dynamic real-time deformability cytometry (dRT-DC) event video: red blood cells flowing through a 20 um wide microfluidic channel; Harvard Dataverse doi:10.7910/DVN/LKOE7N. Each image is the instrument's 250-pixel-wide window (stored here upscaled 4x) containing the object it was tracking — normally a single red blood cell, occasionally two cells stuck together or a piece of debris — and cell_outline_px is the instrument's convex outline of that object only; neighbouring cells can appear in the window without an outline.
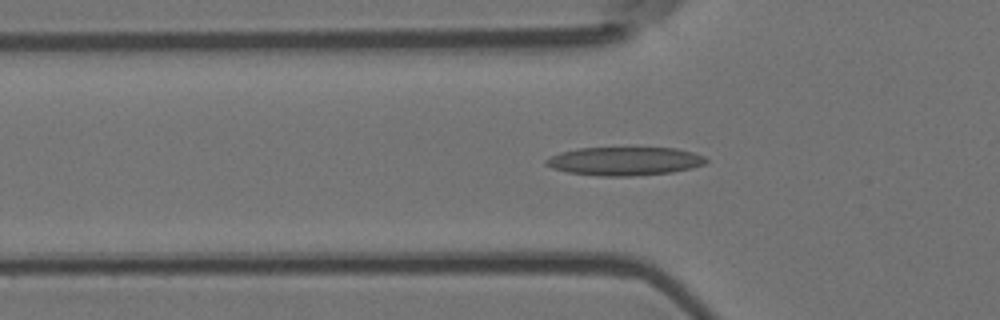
{"species": "Egyptian fruit bat (a non-hibernating species)", "species_latin": "Rousettus aegyptiacus", "temperature_condition": "room temperature", "stored_images_in_passage": 34, "camera_frame_rate_fps": 3000, "um_per_image_px": 0.085, "animal": {"sex": "female"}, "frame": {"image": 1, "passage_image": 18, "time_ms": 5.667, "image_size_px": [1000, 320], "cell_outline_px": [[708, 160], [704, 164], [692, 168], [672, 172], [632, 176], [600, 176], [568, 172], [552, 168], [544, 164], [544, 160], [560, 152], [580, 148], [676, 148], [692, 152], [704, 156]], "centroid_in_image_um": [53.09, 13.7], "position_along_channel_um": 72.7, "area_um2": 26.47}}
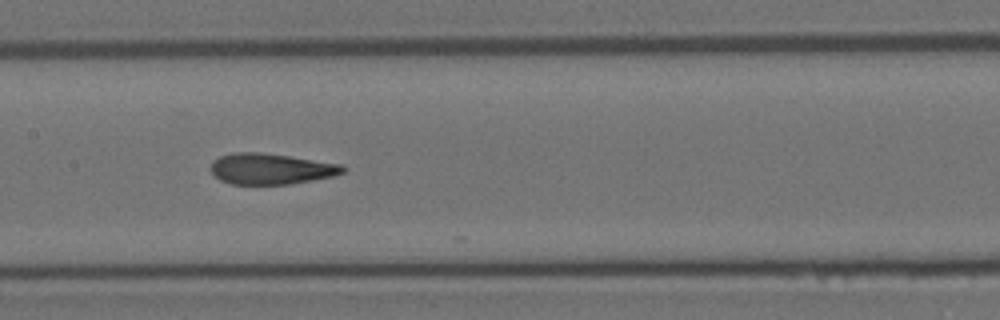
{"frame": {"image": 2, "passage_image": 27, "time_ms": 8.667, "image_size_px": [1000, 320], "cell_outline_px": [[348, 168], [344, 172], [332, 176], [312, 180], [288, 184], [232, 184], [220, 180], [212, 172], [212, 160], [220, 156], [232, 152], [260, 152], [344, 164]], "centroid_in_image_um": [23.05, 14.34], "position_along_channel_um": 184.3, "area_um2": 23.76}}
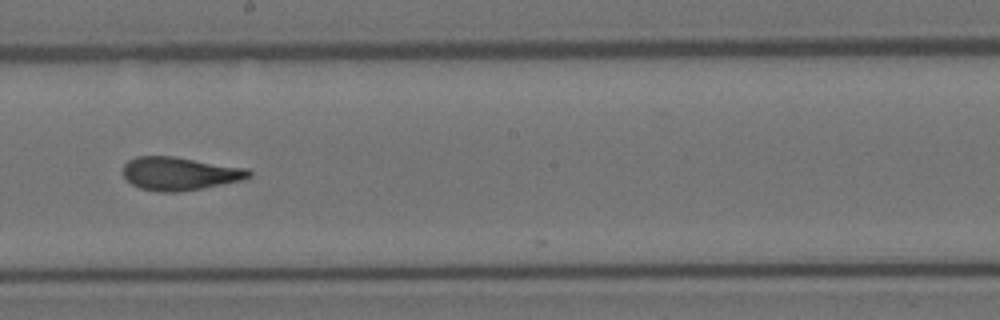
{"frame": {"image": 3, "passage_image": 31, "time_ms": 10.0, "image_size_px": [1000, 320], "cell_outline_px": [[252, 176], [240, 180], [180, 192], [156, 192], [140, 188], [132, 184], [124, 176], [124, 164], [128, 160], [136, 156], [176, 156], [248, 168], [252, 172]], "centroid_in_image_um": [15.27, 14.74], "position_along_channel_um": 232.9, "area_um2": 24.39}}